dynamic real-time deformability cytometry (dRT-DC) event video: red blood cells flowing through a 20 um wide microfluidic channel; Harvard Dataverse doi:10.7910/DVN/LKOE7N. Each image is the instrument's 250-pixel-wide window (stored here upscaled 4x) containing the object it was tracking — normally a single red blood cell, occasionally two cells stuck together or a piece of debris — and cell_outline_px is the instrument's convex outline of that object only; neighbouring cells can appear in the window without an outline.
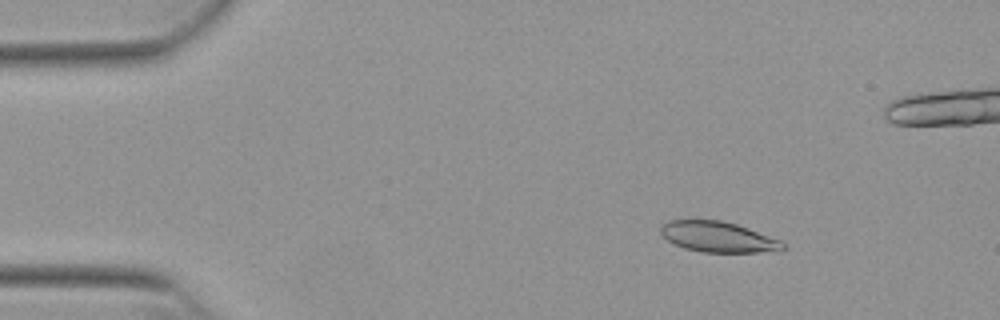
{"species": "Egyptian fruit bat (a non-hibernating species)", "species_latin": "Rousettus aegyptiacus", "temperature_condition": "warm", "stored_images_in_passage": 54, "camera_frame_rate_fps": 3000, "um_per_image_px": 0.085, "animal": {"sex": "female"}, "frame": {"image": 1, "passage_image": 8, "time_ms": 2.333, "image_size_px": [1000, 320], "cell_outline_px": [[788, 248], [780, 252], [704, 252], [684, 248], [668, 240], [660, 232], [660, 224], [668, 220], [688, 216], [720, 220], [736, 224], [748, 228], [780, 240]], "centroid_in_image_um": [61.0, 20.09], "position_along_channel_um": 24.0, "area_um2": 22.6}}
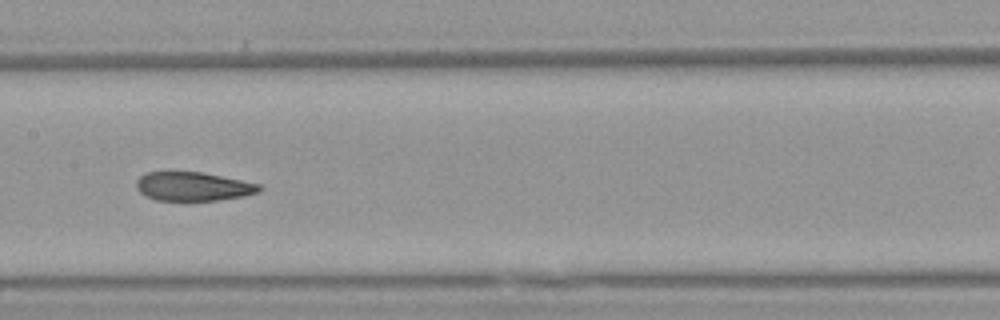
{"frame": {"image": 2, "passage_image": 27, "time_ms": 8.667, "image_size_px": [1000, 320], "cell_outline_px": [[264, 188], [260, 192], [244, 196], [216, 200], [156, 200], [140, 192], [136, 188], [136, 180], [140, 176], [148, 172], [204, 172], [260, 184]], "centroid_in_image_um": [16.45, 15.84], "position_along_channel_um": 190.9, "area_um2": 20.63}}
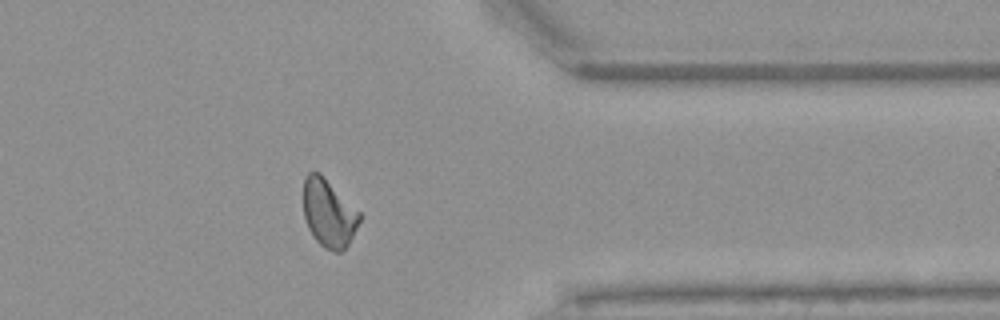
{"frame": {"image": 3, "passage_image": 43, "time_ms": 14.0, "image_size_px": [1000, 320], "cell_outline_px": [[360, 220], [348, 244], [340, 252], [332, 252], [324, 248], [316, 240], [308, 228], [304, 216], [304, 176], [308, 172], [320, 172], [360, 212]], "centroid_in_image_um": [27.93, 18.11], "position_along_channel_um": 383.5, "area_um2": 22.08}}